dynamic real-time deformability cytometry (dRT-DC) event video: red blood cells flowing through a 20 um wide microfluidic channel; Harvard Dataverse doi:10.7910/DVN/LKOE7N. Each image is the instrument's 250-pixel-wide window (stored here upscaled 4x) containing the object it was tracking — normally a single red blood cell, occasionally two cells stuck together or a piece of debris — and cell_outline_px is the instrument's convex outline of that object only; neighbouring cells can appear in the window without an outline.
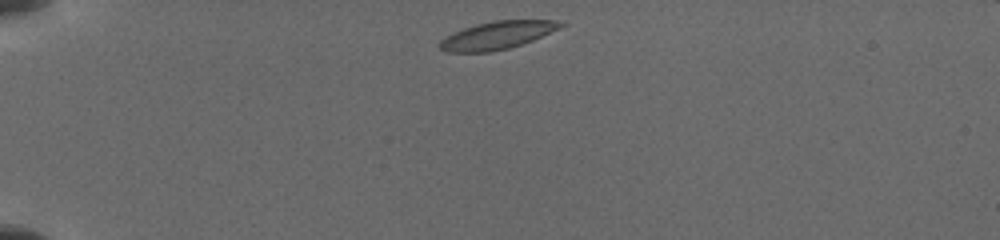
{"species": "common noctule bat (a hibernating species)", "species_latin": "Nyctalus noctula", "temperature_condition": "cold", "stored_images_in_passage": 19, "camera_frame_rate_fps": 3000, "um_per_image_px": 0.085, "animal": {"sex": "female", "body_mass_g": 19.5, "forearm_length_mm": 54.1}, "frame": {"image": 1, "passage_image": 1, "time_ms": 0.0, "image_size_px": [1000, 240], "cell_outline_px": [[568, 24], [560, 28], [532, 40], [508, 48], [492, 52], [448, 52], [440, 48], [440, 40], [452, 32], [476, 24], [496, 20], [552, 20]], "centroid_in_image_um": [42.25, 2.99], "position_along_channel_um": 42.7, "area_um2": 19.42}}
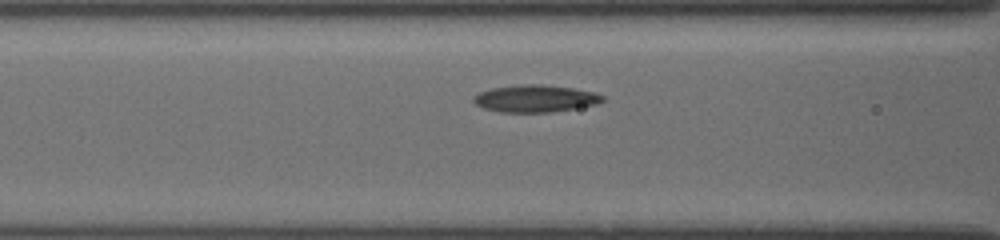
{"frame": {"image": 2, "passage_image": 16, "time_ms": 3.333, "image_size_px": [1000, 240], "cell_outline_px": [[604, 100], [596, 104], [552, 112], [500, 112], [484, 108], [476, 104], [472, 100], [472, 96], [480, 92], [492, 88], [524, 84], [540, 84], [572, 88], [592, 92], [604, 96]], "centroid_in_image_um": [45.46, 8.38], "position_along_channel_um": 121.1, "area_um2": 20.23}}
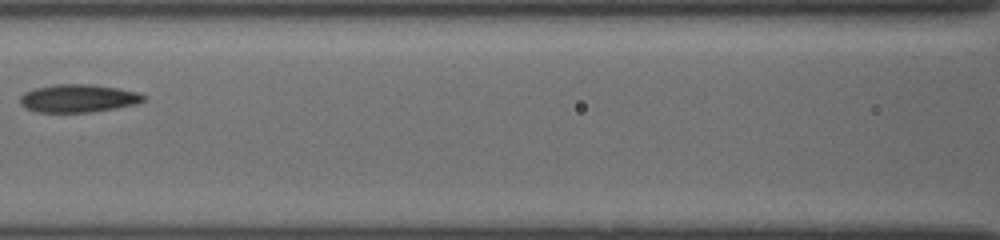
{"frame": {"image": 3, "passage_image": 18, "time_ms": 4.333, "image_size_px": [1000, 240], "cell_outline_px": [[144, 100], [136, 104], [116, 108], [88, 112], [36, 112], [24, 108], [20, 104], [20, 96], [24, 92], [36, 88], [52, 84], [92, 84], [120, 88], [140, 92], [144, 96]], "centroid_in_image_um": [6.63, 8.35], "position_along_channel_um": 160.0, "area_um2": 20.29}}